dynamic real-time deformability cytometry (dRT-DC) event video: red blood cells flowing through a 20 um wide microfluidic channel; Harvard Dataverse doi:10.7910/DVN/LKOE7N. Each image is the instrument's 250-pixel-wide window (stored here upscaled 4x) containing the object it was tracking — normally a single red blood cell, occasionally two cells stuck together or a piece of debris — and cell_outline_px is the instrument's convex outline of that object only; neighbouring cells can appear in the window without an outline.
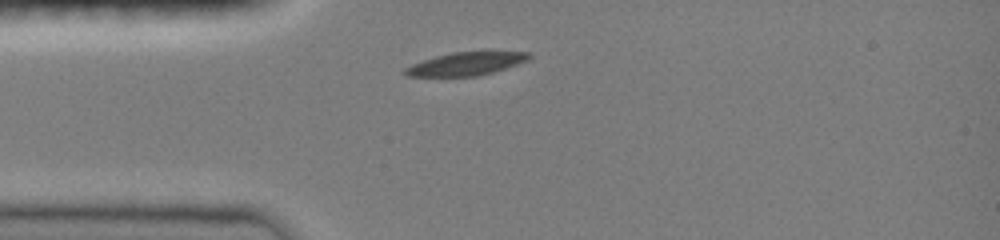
{"species": "common noctule bat (a hibernating species)", "species_latin": "Nyctalus noctula", "temperature_condition": "room temperature", "stored_images_in_passage": 31, "camera_frame_rate_fps": 3000, "um_per_image_px": 0.085, "animal": {"sex": "female", "body_mass_g": 19.0, "forearm_length_mm": 51.5}, "frame": {"image": 1, "passage_image": 1, "time_ms": 0.0, "image_size_px": [1000, 240], "cell_outline_px": [[532, 56], [528, 60], [492, 72], [476, 76], [408, 76], [404, 72], [404, 68], [412, 64], [436, 56], [452, 52], [528, 52]], "centroid_in_image_um": [39.59, 5.42], "position_along_channel_um": 45.4, "area_um2": 16.3}}
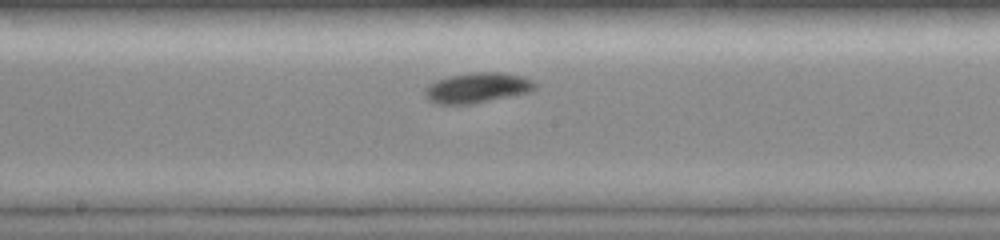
{"frame": {"image": 2, "passage_image": 14, "time_ms": 4.333, "image_size_px": [1000, 240], "cell_outline_px": [[536, 88], [532, 92], [472, 104], [436, 104], [428, 100], [424, 96], [424, 88], [428, 84], [436, 80], [452, 76], [476, 72], [500, 72], [520, 76], [532, 80], [536, 84]], "centroid_in_image_um": [40.55, 7.48], "position_along_channel_um": 207.6, "area_um2": 19.48}}
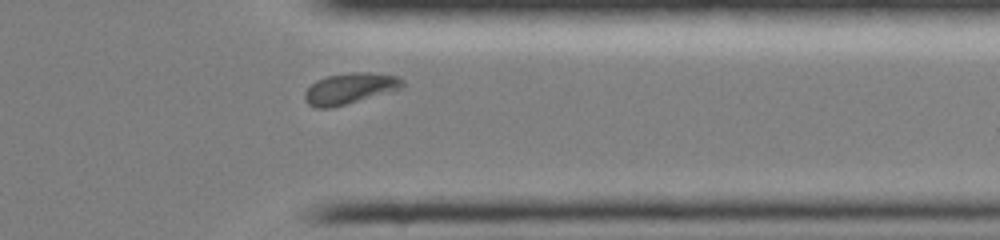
{"frame": {"image": 3, "passage_image": 27, "time_ms": 8.667, "image_size_px": [1000, 240], "cell_outline_px": [[404, 88], [332, 108], [316, 108], [308, 104], [304, 100], [304, 92], [316, 80], [328, 76], [352, 72], [372, 72], [396, 76], [404, 80]], "centroid_in_image_um": [29.74, 7.52], "position_along_channel_um": 381.7, "area_um2": 17.74}, "authors_computed_cell_mechanics": {"area_um2": 17.7446, "velocity_mm_per_s": 3.9918, "shape_relaxation_time_tau1_ms": 3.7942, "shape_relaxation_time_tau2_ms": null, "deformation_change_tau1": 0.113, "deformation_change_tau2": null}}